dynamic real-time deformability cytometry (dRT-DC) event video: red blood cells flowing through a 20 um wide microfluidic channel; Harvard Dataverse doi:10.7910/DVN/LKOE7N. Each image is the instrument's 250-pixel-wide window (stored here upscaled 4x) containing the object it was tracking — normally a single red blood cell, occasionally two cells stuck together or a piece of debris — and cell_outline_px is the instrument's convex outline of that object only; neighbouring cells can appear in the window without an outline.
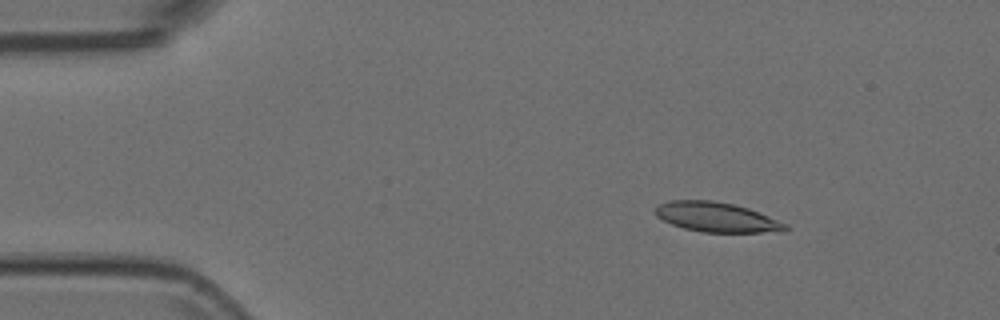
{"species": "Egyptian fruit bat (a non-hibernating species)", "species_latin": "Rousettus aegyptiacus", "temperature_condition": "room temperature", "stored_images_in_passage": 30, "camera_frame_rate_fps": 3000, "um_per_image_px": 0.085, "animal": {"sex": "female"}, "frame": {"image": 1, "passage_image": 7, "time_ms": 2.0, "image_size_px": [1000, 320], "cell_outline_px": [[788, 228], [784, 232], [700, 232], [684, 228], [672, 224], [656, 216], [656, 208], [660, 204], [668, 200], [712, 200], [732, 204], [748, 208], [788, 224]], "centroid_in_image_um": [60.93, 18.46], "position_along_channel_um": 24.1, "area_um2": 22.43}}
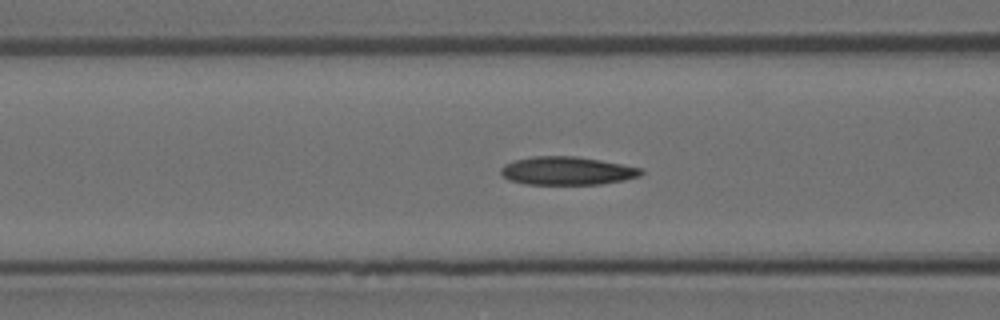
{"frame": {"image": 2, "passage_image": 20, "time_ms": 6.333, "image_size_px": [1000, 320], "cell_outline_px": [[644, 172], [640, 176], [624, 180], [600, 184], [524, 184], [508, 180], [500, 172], [500, 168], [504, 164], [512, 160], [532, 156], [576, 156], [600, 160], [644, 168]], "centroid_in_image_um": [48.19, 14.51], "position_along_channel_um": 118.4, "area_um2": 23.29}}
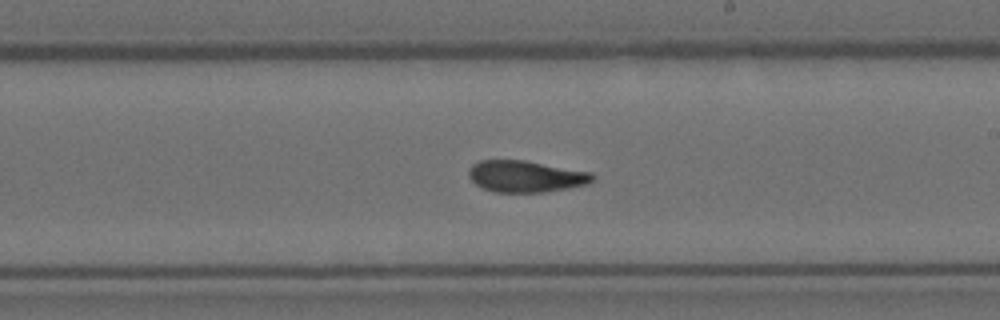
{"frame": {"image": 3, "passage_image": 30, "time_ms": 9.667, "image_size_px": [1000, 320], "cell_outline_px": [[596, 176], [588, 184], [568, 188], [544, 192], [496, 192], [484, 188], [476, 184], [468, 176], [468, 168], [472, 164], [480, 160], [524, 160], [592, 172]], "centroid_in_image_um": [44.69, 14.98], "position_along_channel_um": 244.3, "area_um2": 22.83}}